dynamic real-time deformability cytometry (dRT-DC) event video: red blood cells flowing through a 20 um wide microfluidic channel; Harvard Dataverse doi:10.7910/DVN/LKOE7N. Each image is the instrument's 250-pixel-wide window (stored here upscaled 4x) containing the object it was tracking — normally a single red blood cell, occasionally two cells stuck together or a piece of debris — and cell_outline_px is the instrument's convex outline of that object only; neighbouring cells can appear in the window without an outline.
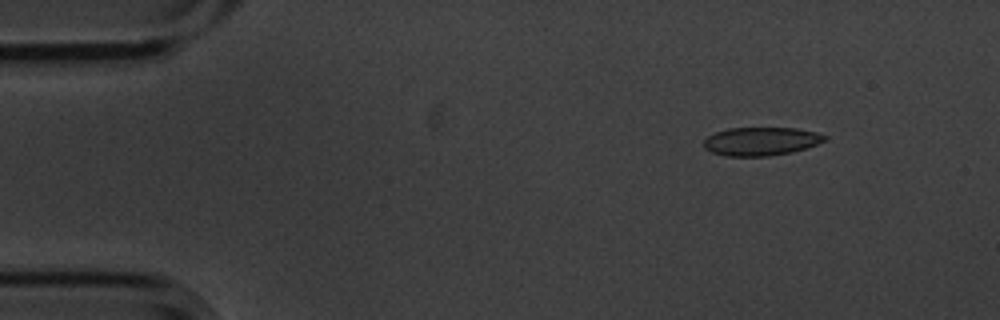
{"species": "common noctule bat (a hibernating species)", "species_latin": "Nyctalus noctula", "temperature_condition": "cold", "stored_images_in_passage": 8, "camera_frame_rate_fps": 3000, "um_per_image_px": 0.085, "animal": {"sex": "male", "body_mass_g": 20.1, "forearm_length_mm": 53.5}, "frame": {"image": 1, "passage_image": 2, "time_ms": 0.333, "image_size_px": [1000, 320], "cell_outline_px": [[828, 140], [792, 152], [768, 156], [724, 156], [712, 152], [704, 148], [704, 140], [708, 136], [716, 132], [728, 128], [796, 128], [816, 132], [828, 136]], "centroid_in_image_um": [64.69, 12.01], "position_along_channel_um": 20.3, "area_um2": 20.0}}
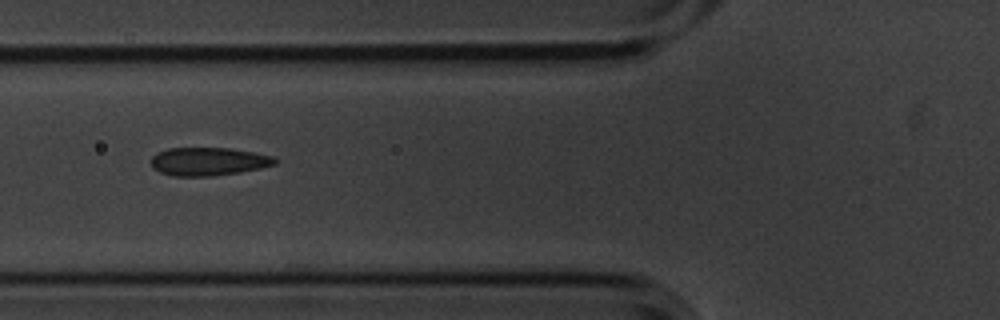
{"frame": {"image": 2, "passage_image": 6, "time_ms": 1.667, "image_size_px": [1000, 320], "cell_outline_px": [[276, 164], [260, 168], [240, 172], [212, 176], [172, 176], [160, 172], [152, 168], [152, 156], [156, 152], [168, 148], [232, 148], [272, 156], [276, 160]], "centroid_in_image_um": [17.68, 13.72], "position_along_channel_um": 108.1, "area_um2": 20.35}}
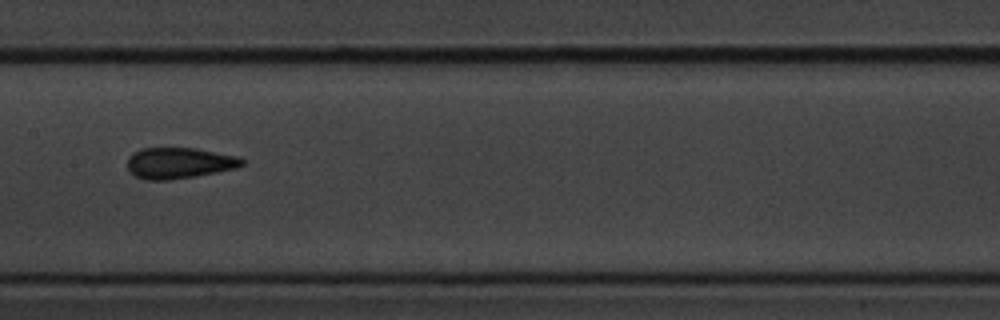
{"frame": {"image": 3, "passage_image": 8, "time_ms": 2.333, "image_size_px": [1000, 320], "cell_outline_px": [[244, 164], [236, 168], [196, 176], [168, 180], [148, 180], [136, 176], [128, 168], [128, 156], [132, 152], [140, 148], [196, 148], [240, 156], [244, 160]], "centroid_in_image_um": [15.24, 13.84], "position_along_channel_um": 192.2, "area_um2": 20.81}}